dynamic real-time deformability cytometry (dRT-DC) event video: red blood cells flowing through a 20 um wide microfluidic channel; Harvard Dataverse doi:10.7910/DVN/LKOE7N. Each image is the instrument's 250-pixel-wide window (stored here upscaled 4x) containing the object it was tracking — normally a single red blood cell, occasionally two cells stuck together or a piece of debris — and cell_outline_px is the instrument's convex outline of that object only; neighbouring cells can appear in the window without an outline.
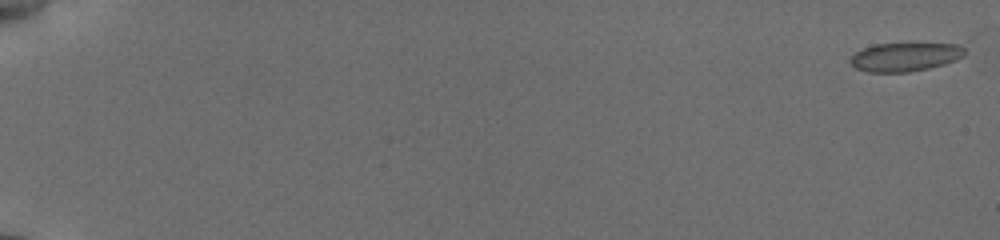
{"species": "common noctule bat (a hibernating species)", "species_latin": "Nyctalus noctula", "temperature_condition": "cold", "stored_images_in_passage": 28, "camera_frame_rate_fps": 3000, "um_per_image_px": 0.085, "animal": {"sex": "female", "body_mass_g": 19.5, "forearm_length_mm": 54.1}, "frame": {"image": 1, "passage_image": 1, "time_ms": 0.0, "image_size_px": [1000, 240], "cell_outline_px": [[964, 56], [956, 60], [944, 64], [928, 68], [908, 72], [868, 72], [856, 68], [848, 60], [856, 52], [872, 44], [964, 40]], "centroid_in_image_um": [77.09, 4.76], "position_along_channel_um": 7.9, "area_um2": 20.35}}
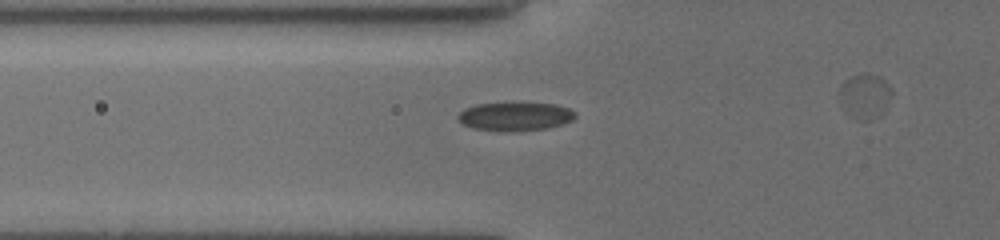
{"frame": {"image": 2, "passage_image": 23, "time_ms": 7.333, "image_size_px": [1000, 240], "cell_outline_px": [[576, 116], [572, 120], [560, 124], [544, 128], [512, 132], [500, 132], [472, 128], [464, 124], [456, 116], [464, 108], [476, 104], [556, 104], [568, 108], [576, 112]], "centroid_in_image_um": [43.75, 9.92], "position_along_channel_um": 82.0, "area_um2": 19.25}}
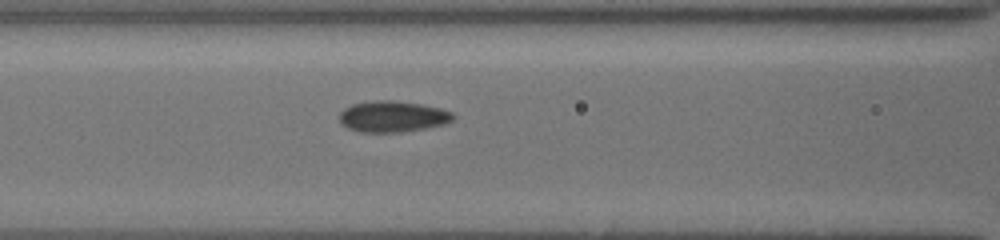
{"frame": {"image": 3, "passage_image": 27, "time_ms": 8.667, "image_size_px": [1000, 240], "cell_outline_px": [[456, 116], [452, 120], [444, 124], [424, 128], [400, 132], [360, 132], [348, 128], [340, 124], [340, 112], [344, 108], [352, 104], [372, 100], [392, 100], [420, 104], [440, 108], [452, 112]], "centroid_in_image_um": [33.35, 9.9], "position_along_channel_um": 133.3, "area_um2": 20.63}}